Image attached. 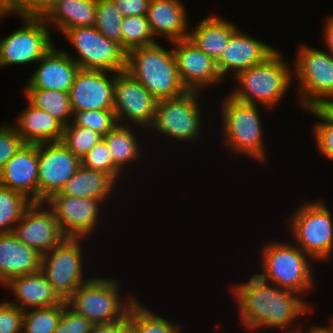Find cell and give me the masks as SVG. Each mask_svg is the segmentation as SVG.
<instances>
[{
    "label": "cell",
    "instance_id": "19",
    "mask_svg": "<svg viewBox=\"0 0 333 333\" xmlns=\"http://www.w3.org/2000/svg\"><path fill=\"white\" fill-rule=\"evenodd\" d=\"M276 50L266 42L259 41L238 29L216 61L217 68L224 80L230 73L234 78L240 71L261 64Z\"/></svg>",
    "mask_w": 333,
    "mask_h": 333
},
{
    "label": "cell",
    "instance_id": "33",
    "mask_svg": "<svg viewBox=\"0 0 333 333\" xmlns=\"http://www.w3.org/2000/svg\"><path fill=\"white\" fill-rule=\"evenodd\" d=\"M122 48L128 52L131 49L150 46L157 41L146 16H129L121 23Z\"/></svg>",
    "mask_w": 333,
    "mask_h": 333
},
{
    "label": "cell",
    "instance_id": "8",
    "mask_svg": "<svg viewBox=\"0 0 333 333\" xmlns=\"http://www.w3.org/2000/svg\"><path fill=\"white\" fill-rule=\"evenodd\" d=\"M298 105L307 110L333 98V58L328 51L303 44L292 62Z\"/></svg>",
    "mask_w": 333,
    "mask_h": 333
},
{
    "label": "cell",
    "instance_id": "38",
    "mask_svg": "<svg viewBox=\"0 0 333 333\" xmlns=\"http://www.w3.org/2000/svg\"><path fill=\"white\" fill-rule=\"evenodd\" d=\"M71 124L89 127L102 136H105L118 122L113 110H87L73 111Z\"/></svg>",
    "mask_w": 333,
    "mask_h": 333
},
{
    "label": "cell",
    "instance_id": "10",
    "mask_svg": "<svg viewBox=\"0 0 333 333\" xmlns=\"http://www.w3.org/2000/svg\"><path fill=\"white\" fill-rule=\"evenodd\" d=\"M62 36L66 41L69 40L68 43L75 49L76 58L70 52L64 51L80 68L116 73L126 71L127 52L94 26L70 28Z\"/></svg>",
    "mask_w": 333,
    "mask_h": 333
},
{
    "label": "cell",
    "instance_id": "27",
    "mask_svg": "<svg viewBox=\"0 0 333 333\" xmlns=\"http://www.w3.org/2000/svg\"><path fill=\"white\" fill-rule=\"evenodd\" d=\"M97 0H57L43 16L46 24L63 34L67 29L95 24Z\"/></svg>",
    "mask_w": 333,
    "mask_h": 333
},
{
    "label": "cell",
    "instance_id": "21",
    "mask_svg": "<svg viewBox=\"0 0 333 333\" xmlns=\"http://www.w3.org/2000/svg\"><path fill=\"white\" fill-rule=\"evenodd\" d=\"M38 144H24L0 172V185L38 202Z\"/></svg>",
    "mask_w": 333,
    "mask_h": 333
},
{
    "label": "cell",
    "instance_id": "28",
    "mask_svg": "<svg viewBox=\"0 0 333 333\" xmlns=\"http://www.w3.org/2000/svg\"><path fill=\"white\" fill-rule=\"evenodd\" d=\"M116 182L106 172L88 169L81 165L77 172L66 182L60 193L72 197L99 199L106 203L109 197H112L110 194L114 192Z\"/></svg>",
    "mask_w": 333,
    "mask_h": 333
},
{
    "label": "cell",
    "instance_id": "25",
    "mask_svg": "<svg viewBox=\"0 0 333 333\" xmlns=\"http://www.w3.org/2000/svg\"><path fill=\"white\" fill-rule=\"evenodd\" d=\"M23 112L12 123L25 144H41L62 140L64 125L46 111L27 102Z\"/></svg>",
    "mask_w": 333,
    "mask_h": 333
},
{
    "label": "cell",
    "instance_id": "3",
    "mask_svg": "<svg viewBox=\"0 0 333 333\" xmlns=\"http://www.w3.org/2000/svg\"><path fill=\"white\" fill-rule=\"evenodd\" d=\"M126 71L138 80L159 101L184 95L173 49L159 42L127 52Z\"/></svg>",
    "mask_w": 333,
    "mask_h": 333
},
{
    "label": "cell",
    "instance_id": "14",
    "mask_svg": "<svg viewBox=\"0 0 333 333\" xmlns=\"http://www.w3.org/2000/svg\"><path fill=\"white\" fill-rule=\"evenodd\" d=\"M45 203L53 210L63 235L72 238L86 239L98 229L100 212L104 208L99 199L66 196L60 192Z\"/></svg>",
    "mask_w": 333,
    "mask_h": 333
},
{
    "label": "cell",
    "instance_id": "16",
    "mask_svg": "<svg viewBox=\"0 0 333 333\" xmlns=\"http://www.w3.org/2000/svg\"><path fill=\"white\" fill-rule=\"evenodd\" d=\"M12 233L41 255L58 246L66 238L53 210L45 202H32L14 226Z\"/></svg>",
    "mask_w": 333,
    "mask_h": 333
},
{
    "label": "cell",
    "instance_id": "9",
    "mask_svg": "<svg viewBox=\"0 0 333 333\" xmlns=\"http://www.w3.org/2000/svg\"><path fill=\"white\" fill-rule=\"evenodd\" d=\"M200 92L187 91L176 98L159 100L156 105L155 118L148 128L155 134H162L168 139L196 142L201 138L202 109ZM155 131V132H154Z\"/></svg>",
    "mask_w": 333,
    "mask_h": 333
},
{
    "label": "cell",
    "instance_id": "48",
    "mask_svg": "<svg viewBox=\"0 0 333 333\" xmlns=\"http://www.w3.org/2000/svg\"><path fill=\"white\" fill-rule=\"evenodd\" d=\"M305 327H302V325L299 327V329L296 331V333H333L331 329V325L328 324L326 326H321L317 324H310L308 328L304 329ZM304 330V331H303Z\"/></svg>",
    "mask_w": 333,
    "mask_h": 333
},
{
    "label": "cell",
    "instance_id": "39",
    "mask_svg": "<svg viewBox=\"0 0 333 333\" xmlns=\"http://www.w3.org/2000/svg\"><path fill=\"white\" fill-rule=\"evenodd\" d=\"M81 163L85 168L106 172L117 182L124 177L122 175L123 171L114 163L110 151L103 139L85 155L81 160Z\"/></svg>",
    "mask_w": 333,
    "mask_h": 333
},
{
    "label": "cell",
    "instance_id": "20",
    "mask_svg": "<svg viewBox=\"0 0 333 333\" xmlns=\"http://www.w3.org/2000/svg\"><path fill=\"white\" fill-rule=\"evenodd\" d=\"M58 49L56 44L36 63L27 79L24 88H39L45 90H58L68 92L74 83L79 71L78 64L64 51Z\"/></svg>",
    "mask_w": 333,
    "mask_h": 333
},
{
    "label": "cell",
    "instance_id": "26",
    "mask_svg": "<svg viewBox=\"0 0 333 333\" xmlns=\"http://www.w3.org/2000/svg\"><path fill=\"white\" fill-rule=\"evenodd\" d=\"M189 31V39L206 55L217 61L231 36L239 29L230 20L216 15H209ZM192 28V29H191Z\"/></svg>",
    "mask_w": 333,
    "mask_h": 333
},
{
    "label": "cell",
    "instance_id": "24",
    "mask_svg": "<svg viewBox=\"0 0 333 333\" xmlns=\"http://www.w3.org/2000/svg\"><path fill=\"white\" fill-rule=\"evenodd\" d=\"M42 255L12 232L0 234V286L11 278L41 270Z\"/></svg>",
    "mask_w": 333,
    "mask_h": 333
},
{
    "label": "cell",
    "instance_id": "7",
    "mask_svg": "<svg viewBox=\"0 0 333 333\" xmlns=\"http://www.w3.org/2000/svg\"><path fill=\"white\" fill-rule=\"evenodd\" d=\"M325 204L306 200L284 221L292 242L318 262L333 258V218Z\"/></svg>",
    "mask_w": 333,
    "mask_h": 333
},
{
    "label": "cell",
    "instance_id": "15",
    "mask_svg": "<svg viewBox=\"0 0 333 333\" xmlns=\"http://www.w3.org/2000/svg\"><path fill=\"white\" fill-rule=\"evenodd\" d=\"M38 159V202L60 192L82 165L61 141L38 144Z\"/></svg>",
    "mask_w": 333,
    "mask_h": 333
},
{
    "label": "cell",
    "instance_id": "47",
    "mask_svg": "<svg viewBox=\"0 0 333 333\" xmlns=\"http://www.w3.org/2000/svg\"><path fill=\"white\" fill-rule=\"evenodd\" d=\"M323 37L326 43V48L330 56L333 58V15L327 16L325 25L323 26Z\"/></svg>",
    "mask_w": 333,
    "mask_h": 333
},
{
    "label": "cell",
    "instance_id": "32",
    "mask_svg": "<svg viewBox=\"0 0 333 333\" xmlns=\"http://www.w3.org/2000/svg\"><path fill=\"white\" fill-rule=\"evenodd\" d=\"M31 203L23 193L0 185V234L13 232Z\"/></svg>",
    "mask_w": 333,
    "mask_h": 333
},
{
    "label": "cell",
    "instance_id": "2",
    "mask_svg": "<svg viewBox=\"0 0 333 333\" xmlns=\"http://www.w3.org/2000/svg\"><path fill=\"white\" fill-rule=\"evenodd\" d=\"M285 61L277 49L261 64L240 71L234 77L235 88L228 94L243 103L274 109L293 84V64Z\"/></svg>",
    "mask_w": 333,
    "mask_h": 333
},
{
    "label": "cell",
    "instance_id": "18",
    "mask_svg": "<svg viewBox=\"0 0 333 333\" xmlns=\"http://www.w3.org/2000/svg\"><path fill=\"white\" fill-rule=\"evenodd\" d=\"M116 72L80 68L68 91L72 111L113 110Z\"/></svg>",
    "mask_w": 333,
    "mask_h": 333
},
{
    "label": "cell",
    "instance_id": "4",
    "mask_svg": "<svg viewBox=\"0 0 333 333\" xmlns=\"http://www.w3.org/2000/svg\"><path fill=\"white\" fill-rule=\"evenodd\" d=\"M220 102L222 144L233 155L242 154L257 159L256 162H262V165L266 163L268 157L259 106L240 102L229 94Z\"/></svg>",
    "mask_w": 333,
    "mask_h": 333
},
{
    "label": "cell",
    "instance_id": "22",
    "mask_svg": "<svg viewBox=\"0 0 333 333\" xmlns=\"http://www.w3.org/2000/svg\"><path fill=\"white\" fill-rule=\"evenodd\" d=\"M2 287L11 289L15 302L7 301L23 311L63 305L66 302L54 291L41 270L32 274L13 277Z\"/></svg>",
    "mask_w": 333,
    "mask_h": 333
},
{
    "label": "cell",
    "instance_id": "50",
    "mask_svg": "<svg viewBox=\"0 0 333 333\" xmlns=\"http://www.w3.org/2000/svg\"><path fill=\"white\" fill-rule=\"evenodd\" d=\"M330 321H328V323L331 325V329H332V332H333V316H330Z\"/></svg>",
    "mask_w": 333,
    "mask_h": 333
},
{
    "label": "cell",
    "instance_id": "44",
    "mask_svg": "<svg viewBox=\"0 0 333 333\" xmlns=\"http://www.w3.org/2000/svg\"><path fill=\"white\" fill-rule=\"evenodd\" d=\"M57 0H25L23 7L14 15L43 17Z\"/></svg>",
    "mask_w": 333,
    "mask_h": 333
},
{
    "label": "cell",
    "instance_id": "43",
    "mask_svg": "<svg viewBox=\"0 0 333 333\" xmlns=\"http://www.w3.org/2000/svg\"><path fill=\"white\" fill-rule=\"evenodd\" d=\"M122 16H146L151 0H112Z\"/></svg>",
    "mask_w": 333,
    "mask_h": 333
},
{
    "label": "cell",
    "instance_id": "40",
    "mask_svg": "<svg viewBox=\"0 0 333 333\" xmlns=\"http://www.w3.org/2000/svg\"><path fill=\"white\" fill-rule=\"evenodd\" d=\"M11 123V124H10ZM0 126V172L5 164L22 148L25 144L18 134L12 121Z\"/></svg>",
    "mask_w": 333,
    "mask_h": 333
},
{
    "label": "cell",
    "instance_id": "13",
    "mask_svg": "<svg viewBox=\"0 0 333 333\" xmlns=\"http://www.w3.org/2000/svg\"><path fill=\"white\" fill-rule=\"evenodd\" d=\"M157 102L127 71L116 73L113 111L118 124L146 128L147 132L154 121Z\"/></svg>",
    "mask_w": 333,
    "mask_h": 333
},
{
    "label": "cell",
    "instance_id": "36",
    "mask_svg": "<svg viewBox=\"0 0 333 333\" xmlns=\"http://www.w3.org/2000/svg\"><path fill=\"white\" fill-rule=\"evenodd\" d=\"M103 136L89 127L72 125L64 126L61 142L81 160L101 140Z\"/></svg>",
    "mask_w": 333,
    "mask_h": 333
},
{
    "label": "cell",
    "instance_id": "29",
    "mask_svg": "<svg viewBox=\"0 0 333 333\" xmlns=\"http://www.w3.org/2000/svg\"><path fill=\"white\" fill-rule=\"evenodd\" d=\"M138 126L117 124L111 131H109L103 140L105 141L108 150L113 158L114 163L122 170H126L128 165H131L141 160L142 155V141L136 137ZM136 130L133 131V129ZM136 131V134H135ZM141 142V143H140ZM140 143V144H139Z\"/></svg>",
    "mask_w": 333,
    "mask_h": 333
},
{
    "label": "cell",
    "instance_id": "35",
    "mask_svg": "<svg viewBox=\"0 0 333 333\" xmlns=\"http://www.w3.org/2000/svg\"><path fill=\"white\" fill-rule=\"evenodd\" d=\"M94 27L122 47L121 23L123 16L112 0H97Z\"/></svg>",
    "mask_w": 333,
    "mask_h": 333
},
{
    "label": "cell",
    "instance_id": "45",
    "mask_svg": "<svg viewBox=\"0 0 333 333\" xmlns=\"http://www.w3.org/2000/svg\"><path fill=\"white\" fill-rule=\"evenodd\" d=\"M127 329V320L93 324L90 333H123Z\"/></svg>",
    "mask_w": 333,
    "mask_h": 333
},
{
    "label": "cell",
    "instance_id": "37",
    "mask_svg": "<svg viewBox=\"0 0 333 333\" xmlns=\"http://www.w3.org/2000/svg\"><path fill=\"white\" fill-rule=\"evenodd\" d=\"M307 111L319 120L312 127L317 151L325 159L333 161V120L319 106L305 110Z\"/></svg>",
    "mask_w": 333,
    "mask_h": 333
},
{
    "label": "cell",
    "instance_id": "11",
    "mask_svg": "<svg viewBox=\"0 0 333 333\" xmlns=\"http://www.w3.org/2000/svg\"><path fill=\"white\" fill-rule=\"evenodd\" d=\"M85 238L66 237L58 246L41 257V271L58 296L66 301L83 283L91 278L84 276L82 242Z\"/></svg>",
    "mask_w": 333,
    "mask_h": 333
},
{
    "label": "cell",
    "instance_id": "30",
    "mask_svg": "<svg viewBox=\"0 0 333 333\" xmlns=\"http://www.w3.org/2000/svg\"><path fill=\"white\" fill-rule=\"evenodd\" d=\"M150 310L138 298L129 310L127 330L130 333H182V324L169 321Z\"/></svg>",
    "mask_w": 333,
    "mask_h": 333
},
{
    "label": "cell",
    "instance_id": "34",
    "mask_svg": "<svg viewBox=\"0 0 333 333\" xmlns=\"http://www.w3.org/2000/svg\"><path fill=\"white\" fill-rule=\"evenodd\" d=\"M62 311L63 305L25 310L22 333H53L58 326Z\"/></svg>",
    "mask_w": 333,
    "mask_h": 333
},
{
    "label": "cell",
    "instance_id": "6",
    "mask_svg": "<svg viewBox=\"0 0 333 333\" xmlns=\"http://www.w3.org/2000/svg\"><path fill=\"white\" fill-rule=\"evenodd\" d=\"M121 283L115 278L91 277L66 300L67 306L76 314L93 324L127 320L137 296L128 292L127 299L120 298Z\"/></svg>",
    "mask_w": 333,
    "mask_h": 333
},
{
    "label": "cell",
    "instance_id": "1",
    "mask_svg": "<svg viewBox=\"0 0 333 333\" xmlns=\"http://www.w3.org/2000/svg\"><path fill=\"white\" fill-rule=\"evenodd\" d=\"M231 290L239 311L238 319L256 333H264L260 329L296 333L301 324L297 322L292 328L294 321L312 311L310 302L300 298L302 295L266 282L257 274H252L246 282L234 284Z\"/></svg>",
    "mask_w": 333,
    "mask_h": 333
},
{
    "label": "cell",
    "instance_id": "17",
    "mask_svg": "<svg viewBox=\"0 0 333 333\" xmlns=\"http://www.w3.org/2000/svg\"><path fill=\"white\" fill-rule=\"evenodd\" d=\"M176 59L180 80L187 91L203 89L223 83L217 63L201 51L189 38L170 42ZM201 90V91H200Z\"/></svg>",
    "mask_w": 333,
    "mask_h": 333
},
{
    "label": "cell",
    "instance_id": "49",
    "mask_svg": "<svg viewBox=\"0 0 333 333\" xmlns=\"http://www.w3.org/2000/svg\"><path fill=\"white\" fill-rule=\"evenodd\" d=\"M319 107L333 120V98L326 99Z\"/></svg>",
    "mask_w": 333,
    "mask_h": 333
},
{
    "label": "cell",
    "instance_id": "51",
    "mask_svg": "<svg viewBox=\"0 0 333 333\" xmlns=\"http://www.w3.org/2000/svg\"><path fill=\"white\" fill-rule=\"evenodd\" d=\"M123 333H130L127 329Z\"/></svg>",
    "mask_w": 333,
    "mask_h": 333
},
{
    "label": "cell",
    "instance_id": "41",
    "mask_svg": "<svg viewBox=\"0 0 333 333\" xmlns=\"http://www.w3.org/2000/svg\"><path fill=\"white\" fill-rule=\"evenodd\" d=\"M93 323L84 316L76 314L66 302L57 328L53 333H90Z\"/></svg>",
    "mask_w": 333,
    "mask_h": 333
},
{
    "label": "cell",
    "instance_id": "5",
    "mask_svg": "<svg viewBox=\"0 0 333 333\" xmlns=\"http://www.w3.org/2000/svg\"><path fill=\"white\" fill-rule=\"evenodd\" d=\"M261 250L262 271L257 275L262 280L302 296L314 290L316 279L312 266L315 260L295 243L272 240Z\"/></svg>",
    "mask_w": 333,
    "mask_h": 333
},
{
    "label": "cell",
    "instance_id": "12",
    "mask_svg": "<svg viewBox=\"0 0 333 333\" xmlns=\"http://www.w3.org/2000/svg\"><path fill=\"white\" fill-rule=\"evenodd\" d=\"M16 16L24 25L0 40V68L36 64L54 46L43 17Z\"/></svg>",
    "mask_w": 333,
    "mask_h": 333
},
{
    "label": "cell",
    "instance_id": "42",
    "mask_svg": "<svg viewBox=\"0 0 333 333\" xmlns=\"http://www.w3.org/2000/svg\"><path fill=\"white\" fill-rule=\"evenodd\" d=\"M23 313L7 299L0 301V333H22Z\"/></svg>",
    "mask_w": 333,
    "mask_h": 333
},
{
    "label": "cell",
    "instance_id": "23",
    "mask_svg": "<svg viewBox=\"0 0 333 333\" xmlns=\"http://www.w3.org/2000/svg\"><path fill=\"white\" fill-rule=\"evenodd\" d=\"M189 12L182 0H151L147 20L155 36H163L168 42L188 39Z\"/></svg>",
    "mask_w": 333,
    "mask_h": 333
},
{
    "label": "cell",
    "instance_id": "46",
    "mask_svg": "<svg viewBox=\"0 0 333 333\" xmlns=\"http://www.w3.org/2000/svg\"><path fill=\"white\" fill-rule=\"evenodd\" d=\"M25 0H0V20L9 14H16L24 5Z\"/></svg>",
    "mask_w": 333,
    "mask_h": 333
},
{
    "label": "cell",
    "instance_id": "31",
    "mask_svg": "<svg viewBox=\"0 0 333 333\" xmlns=\"http://www.w3.org/2000/svg\"><path fill=\"white\" fill-rule=\"evenodd\" d=\"M23 93L27 102L34 107L46 111L64 126L72 122L73 111L68 92L39 88H24Z\"/></svg>",
    "mask_w": 333,
    "mask_h": 333
}]
</instances>
